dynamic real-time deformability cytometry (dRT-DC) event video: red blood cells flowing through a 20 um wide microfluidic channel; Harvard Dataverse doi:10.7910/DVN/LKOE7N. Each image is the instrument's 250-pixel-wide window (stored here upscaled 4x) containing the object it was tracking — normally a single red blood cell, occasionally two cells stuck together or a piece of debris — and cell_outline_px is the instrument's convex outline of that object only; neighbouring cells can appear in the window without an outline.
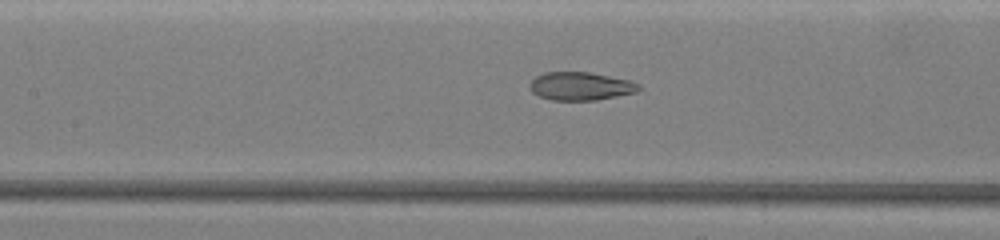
{"species": "common noctule bat (a hibernating species)", "species_latin": "Nyctalus noctula", "temperature_condition": "warm", "stored_images_in_passage": 42, "camera_frame_rate_fps": 3000, "um_per_image_px": 0.085, "animal": {"sex": "female", "body_mass_g": 19.5, "forearm_length_mm": 54.1}, "frame": {"image": 1, "passage_image": 18, "time_ms": 7.0, "image_size_px": [1000, 240], "cell_outline_px": [[640, 88], [636, 92], [596, 100], [552, 100], [540, 96], [532, 92], [528, 88], [528, 84], [536, 76], [544, 72], [588, 72], [628, 80], [640, 84]], "centroid_in_image_um": [49.3, 7.32], "position_along_channel_um": 158.1, "area_um2": 17.8}}
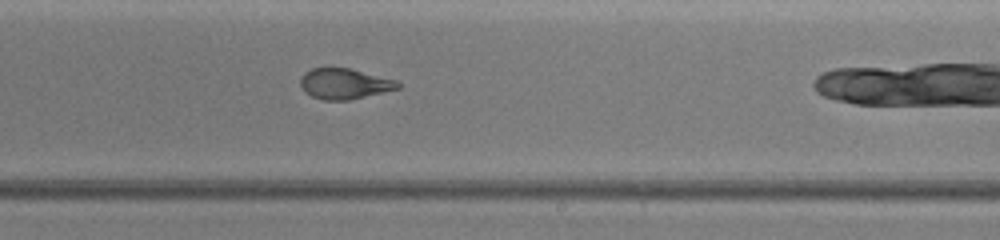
{"frame": {"image": 2, "passage_image": 27, "time_ms": 10.333, "image_size_px": [1000, 240], "cell_outline_px": [[400, 88], [348, 100], [324, 100], [312, 96], [304, 92], [300, 84], [300, 80], [304, 72], [312, 68], [348, 68], [396, 80], [400, 84]], "centroid_in_image_um": [29.24, 7.12], "position_along_channel_um": 259.8, "area_um2": 17.17}}
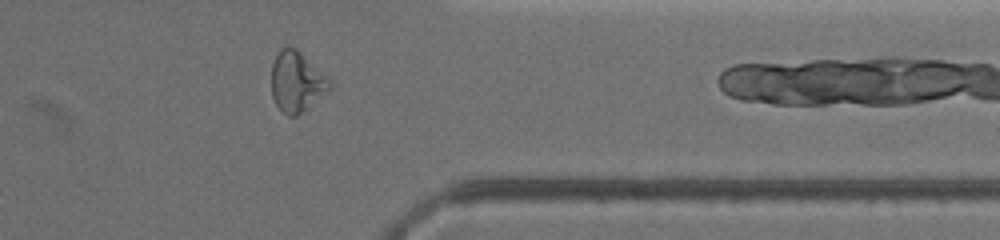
{"frame": {"image": 3, "passage_image": 38, "time_ms": 14.667, "image_size_px": [1000, 240], "cell_outline_px": [[332, 88], [296, 116], [288, 116], [276, 104], [272, 96], [272, 64], [280, 48], [296, 48], [332, 84]], "centroid_in_image_um": [25.18, 6.97], "position_along_channel_um": 386.2, "area_um2": 19.71}, "authors_computed_cell_mechanics": {"area_um2": 19.4208, "velocity_mm_per_s": 3.0542, "shape_relaxation_time_tau1_ms": null, "shape_relaxation_time_tau2_ms": 1.1484, "deformation_change_tau1": null, "deformation_change_tau2": 0.0817}}